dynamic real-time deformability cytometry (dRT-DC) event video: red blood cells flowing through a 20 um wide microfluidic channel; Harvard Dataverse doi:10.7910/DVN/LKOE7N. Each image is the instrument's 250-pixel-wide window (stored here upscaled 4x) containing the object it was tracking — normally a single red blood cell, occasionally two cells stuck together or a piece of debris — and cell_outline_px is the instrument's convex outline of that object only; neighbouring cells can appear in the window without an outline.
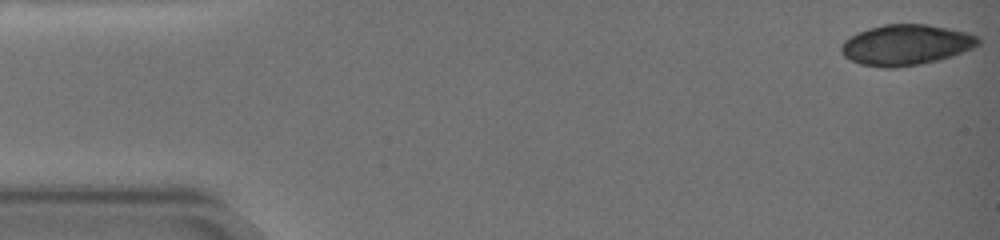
{"species": "common noctule bat (a hibernating species)", "species_latin": "Nyctalus noctula", "temperature_condition": "warm", "stored_images_in_passage": 58, "camera_frame_rate_fps": 3000, "um_per_image_px": 0.085, "animal": {"sex": "female", "body_mass_g": 19.0, "forearm_length_mm": 51.5}, "frame": {"image": 1, "passage_image": 1, "time_ms": 0.0, "image_size_px": [1000, 240], "cell_outline_px": [[980, 44], [972, 48], [952, 56], [920, 64], [892, 68], [884, 68], [860, 64], [844, 56], [840, 52], [840, 44], [844, 40], [868, 28], [884, 24], [928, 24], [968, 32], [980, 36]], "centroid_in_image_um": [77.01, 3.81], "position_along_channel_um": 8.0, "area_um2": 32.48}}
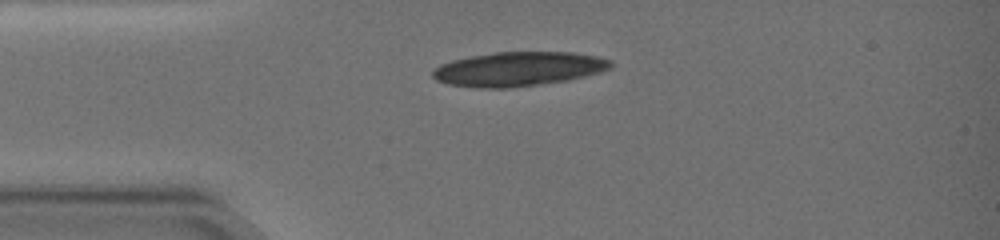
{"frame": {"image": 2, "passage_image": 15, "time_ms": 4.667, "image_size_px": [1000, 240], "cell_outline_px": [[612, 68], [600, 72], [568, 80], [508, 88], [476, 88], [448, 84], [436, 80], [432, 76], [432, 72], [440, 64], [452, 60], [472, 56], [496, 52], [572, 52], [596, 56], [612, 60]], "centroid_in_image_um": [44.07, 5.86], "position_along_channel_um": 40.9, "area_um2": 35.49}}